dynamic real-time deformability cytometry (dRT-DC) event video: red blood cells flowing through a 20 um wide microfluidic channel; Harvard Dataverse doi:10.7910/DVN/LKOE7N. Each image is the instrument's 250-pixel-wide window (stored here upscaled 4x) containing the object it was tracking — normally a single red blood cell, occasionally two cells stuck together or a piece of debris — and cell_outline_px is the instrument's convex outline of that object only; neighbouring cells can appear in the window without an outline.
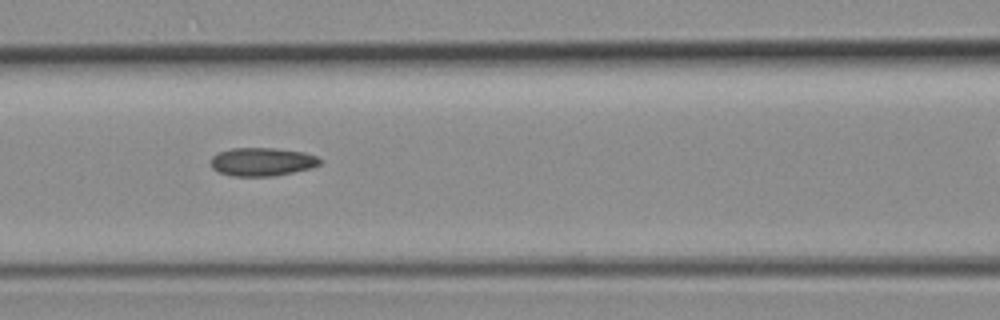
{"species": "common noctule bat (a hibernating species)", "species_latin": "Nyctalus noctula", "temperature_condition": "room temperature", "stored_images_in_passage": 6, "segment_of_instrument_passage": [1, 2], "camera_frame_rate_fps": 3000, "um_per_image_px": 0.085, "animal": {"sex": "female", "body_mass_g": 19.3, "forearm_length_mm": 54.1}, "frame": {"image": 1, "passage_image": 5, "time_ms": 4.667, "image_size_px": [1000, 320], "cell_outline_px": [[320, 164], [312, 168], [272, 176], [232, 176], [220, 172], [212, 168], [212, 156], [220, 152], [232, 148], [272, 148], [304, 152], [316, 156], [320, 160]], "centroid_in_image_um": [22.28, 13.75], "position_along_channel_um": 144.3, "area_um2": 17.8}}